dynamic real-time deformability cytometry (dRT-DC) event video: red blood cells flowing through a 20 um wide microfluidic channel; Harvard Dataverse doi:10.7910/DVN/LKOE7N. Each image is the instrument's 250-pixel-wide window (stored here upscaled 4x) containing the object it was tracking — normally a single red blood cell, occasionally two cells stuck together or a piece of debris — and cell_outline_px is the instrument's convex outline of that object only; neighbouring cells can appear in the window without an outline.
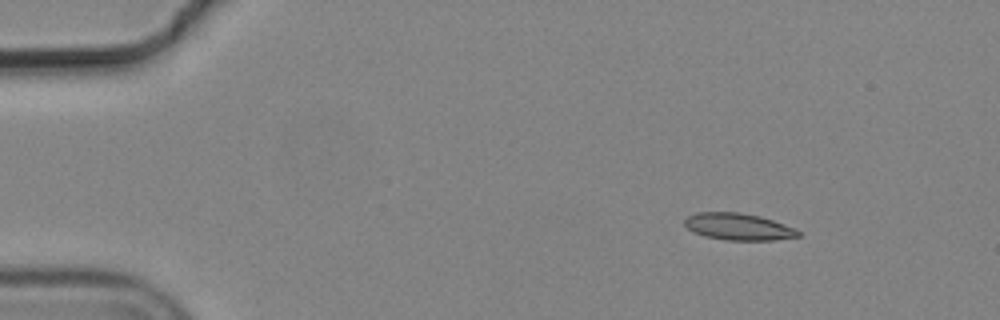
{"species": "common noctule bat (a hibernating species)", "species_latin": "Nyctalus noctula", "temperature_condition": "cold", "stored_images_in_passage": 9, "camera_frame_rate_fps": 3000, "um_per_image_px": 0.085, "animal": {"sex": "male", "body_mass_g": 19.2, "forearm_length_mm": 51.8}, "frame": {"image": 1, "passage_image": 3, "time_ms": 0.667, "image_size_px": [1000, 320], "cell_outline_px": [[804, 236], [776, 240], [724, 240], [704, 236], [692, 232], [684, 224], [684, 220], [688, 216], [696, 212], [740, 212], [760, 216], [796, 228]], "centroid_in_image_um": [62.78, 19.27], "position_along_channel_um": 22.2, "area_um2": 18.03}}
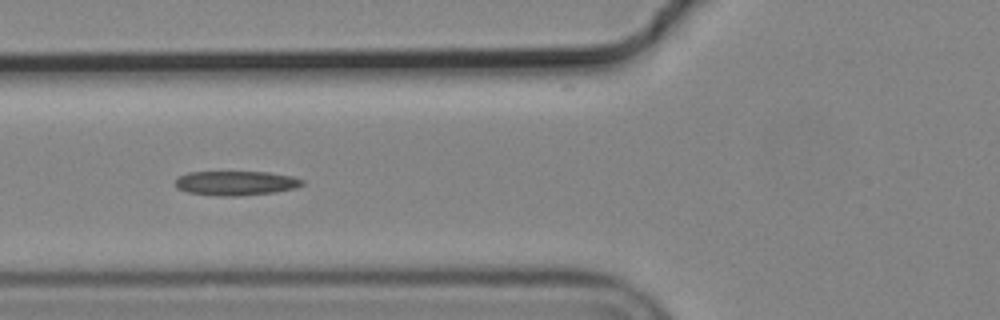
{"frame": {"image": 2, "passage_image": 7, "time_ms": 2.0, "image_size_px": [1000, 320], "cell_outline_px": [[304, 184], [296, 188], [276, 192], [240, 196], [216, 196], [188, 192], [176, 188], [176, 180], [180, 176], [188, 172], [268, 172], [292, 176], [304, 180]], "centroid_in_image_um": [20.08, 15.57], "position_along_channel_um": 105.7, "area_um2": 18.15}}
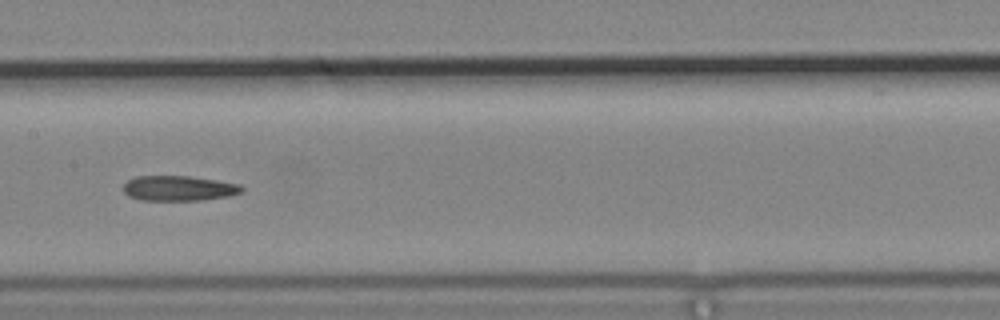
{"frame": {"image": 3, "passage_image": 9, "time_ms": 2.667, "image_size_px": [1000, 320], "cell_outline_px": [[244, 188], [240, 192], [228, 196], [200, 200], [140, 200], [128, 196], [124, 192], [124, 184], [128, 180], [136, 176], [188, 176], [216, 180], [240, 184]], "centroid_in_image_um": [15.17, 16.0], "position_along_channel_um": 192.2, "area_um2": 17.22}}